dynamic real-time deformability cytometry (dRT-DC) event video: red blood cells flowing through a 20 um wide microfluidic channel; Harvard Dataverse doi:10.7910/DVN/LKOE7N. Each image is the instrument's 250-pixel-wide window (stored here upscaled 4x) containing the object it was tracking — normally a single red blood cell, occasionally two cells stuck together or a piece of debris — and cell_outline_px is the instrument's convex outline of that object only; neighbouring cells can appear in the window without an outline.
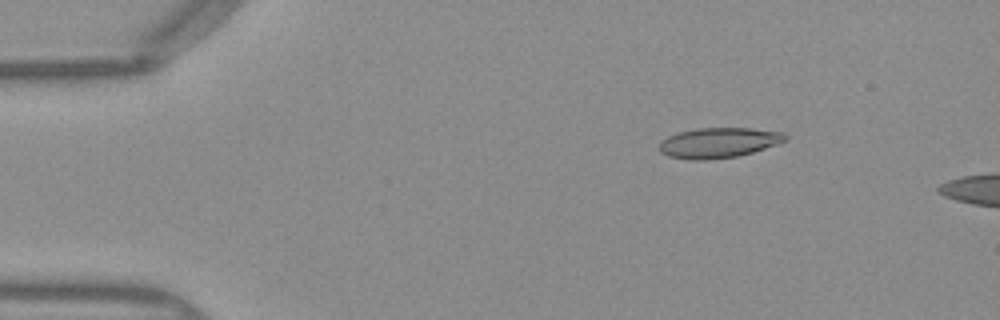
{"species": "Egyptian fruit bat (a non-hibernating species)", "species_latin": "Rousettus aegyptiacus", "temperature_condition": "warm", "stored_images_in_passage": 5, "camera_frame_rate_fps": 3000, "um_per_image_px": 0.085, "frame": {"image": 1, "passage_image": 1, "time_ms": 0.0, "image_size_px": [1000, 320], "cell_outline_px": [[788, 140], [752, 152], [736, 156], [704, 160], [692, 160], [668, 156], [660, 152], [660, 140], [668, 136], [680, 132], [700, 128], [752, 128], [784, 132], [788, 136]], "centroid_in_image_um": [61.09, 12.12], "position_along_channel_um": 23.9, "area_um2": 22.08}}